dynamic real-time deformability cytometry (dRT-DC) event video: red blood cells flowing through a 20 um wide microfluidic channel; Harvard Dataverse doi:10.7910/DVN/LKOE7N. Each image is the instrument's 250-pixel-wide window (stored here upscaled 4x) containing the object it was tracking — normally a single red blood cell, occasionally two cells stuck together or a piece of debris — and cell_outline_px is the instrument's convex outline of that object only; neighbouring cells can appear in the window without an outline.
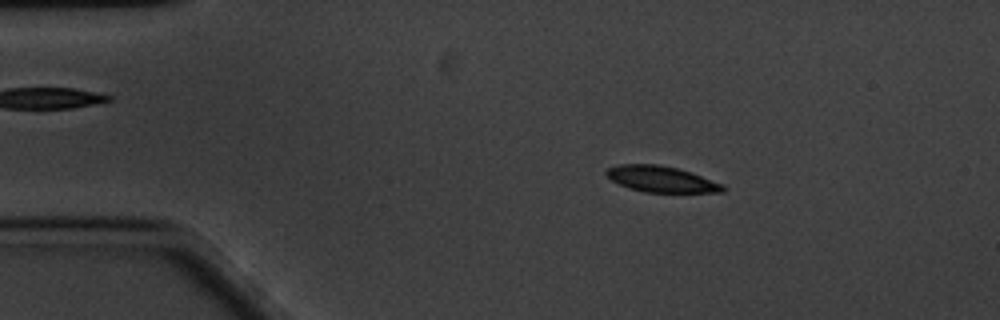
{"species": "common noctule bat (a hibernating species)", "species_latin": "Nyctalus noctula", "temperature_condition": "cold", "stored_images_in_passage": 60, "camera_frame_rate_fps": 3000, "um_per_image_px": 0.085, "animal": {"sex": "male", "body_mass_g": 20.1, "forearm_length_mm": 53.5}, "frame": {"image": 1, "passage_image": 10, "time_ms": 3.0, "image_size_px": [1000, 320], "cell_outline_px": [[724, 192], [644, 192], [628, 188], [612, 180], [604, 172], [608, 168], [620, 164], [656, 164], [676, 168], [692, 172], [724, 184]], "centroid_in_image_um": [56.22, 15.22], "position_along_channel_um": 28.8, "area_um2": 17.63}}
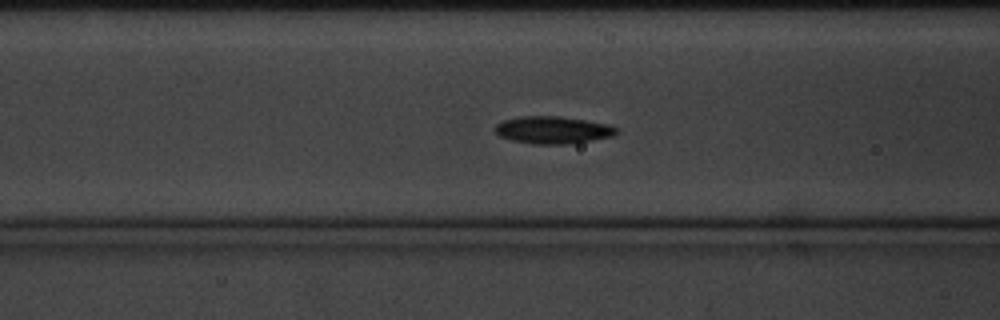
{"frame": {"image": 2, "passage_image": 23, "time_ms": 7.333, "image_size_px": [1000, 320], "cell_outline_px": [[620, 132], [616, 136], [592, 140], [564, 144], [532, 144], [512, 140], [500, 136], [496, 132], [496, 124], [504, 120], [524, 116], [560, 116], [608, 124], [616, 128]], "centroid_in_image_um": [47.04, 11.05], "position_along_channel_um": 119.6, "area_um2": 19.25}}
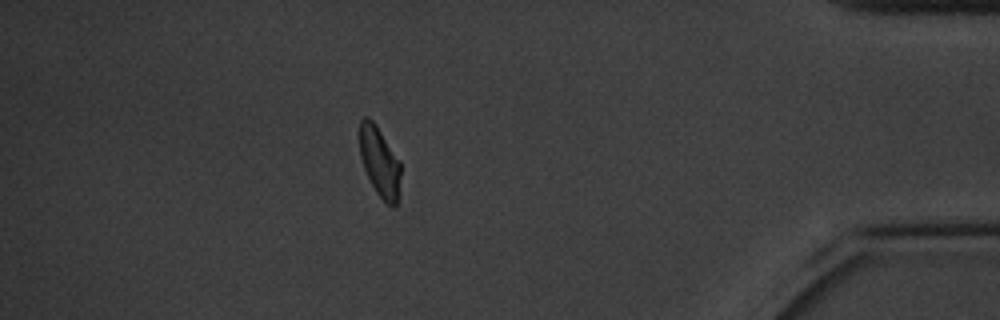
{"frame": {"image": 3, "passage_image": 53, "time_ms": 17.333, "image_size_px": [1000, 320], "cell_outline_px": [[400, 176], [396, 204], [392, 208], [376, 192], [364, 168], [360, 156], [360, 120], [364, 116], [368, 116], [376, 124], [400, 160]], "centroid_in_image_um": [32.26, 13.71], "position_along_channel_um": 402.9, "area_um2": 16.53}, "authors_computed_cell_mechanics": {"area_um2": 18.0914, "velocity_mm_per_s": 3.2785, "shape_relaxation_time_tau1_ms": 3.1525, "shape_relaxation_time_tau2_ms": 10.2281, "deformation_change_tau1": 0.1205, "deformation_change_tau2": 0.1546}}